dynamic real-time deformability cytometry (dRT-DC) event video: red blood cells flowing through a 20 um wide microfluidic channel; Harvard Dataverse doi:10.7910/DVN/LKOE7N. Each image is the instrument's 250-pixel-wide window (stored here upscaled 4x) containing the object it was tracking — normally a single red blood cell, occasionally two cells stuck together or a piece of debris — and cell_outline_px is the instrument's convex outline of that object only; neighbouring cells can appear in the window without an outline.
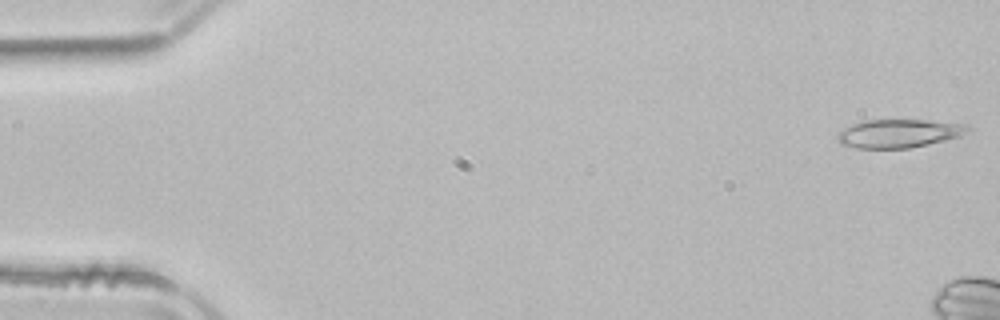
{"species": "common noctule bat (a hibernating species)", "species_latin": "Nyctalus noctula", "temperature_condition": "room temperature", "stored_images_in_passage": 9, "camera_frame_rate_fps": 3000, "um_per_image_px": 0.085, "animal": {"sex": "male", "body_mass_g": 21.5, "forearm_length_mm": 52.0}, "frame": {"image": 1, "passage_image": 1, "time_ms": 0.0, "image_size_px": [1000, 320], "cell_outline_px": [[972, 132], [960, 136], [928, 144], [908, 148], [856, 148], [840, 144], [836, 140], [836, 132], [852, 124], [868, 120], [928, 120], [968, 124], [972, 128]], "centroid_in_image_um": [76.42, 11.34], "position_along_channel_um": 8.6, "area_um2": 21.85}}